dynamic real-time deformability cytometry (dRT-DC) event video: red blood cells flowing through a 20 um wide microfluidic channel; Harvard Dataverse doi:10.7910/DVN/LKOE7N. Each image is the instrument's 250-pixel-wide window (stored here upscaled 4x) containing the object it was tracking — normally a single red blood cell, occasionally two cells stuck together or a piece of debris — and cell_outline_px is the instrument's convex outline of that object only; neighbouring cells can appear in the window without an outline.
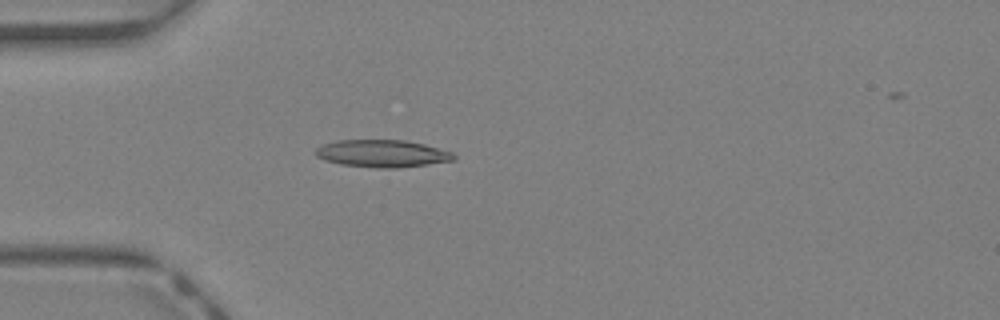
{"species": "Egyptian fruit bat (a non-hibernating species)", "species_latin": "Rousettus aegyptiacus", "temperature_condition": "warm", "stored_images_in_passage": 44, "camera_frame_rate_fps": 3000, "um_per_image_px": 0.085, "animal": {"sex": "female"}, "frame": {"image": 1, "passage_image": 13, "time_ms": 4.0, "image_size_px": [1000, 320], "cell_outline_px": [[456, 160], [396, 168], [376, 168], [340, 164], [324, 160], [316, 156], [312, 152], [320, 144], [336, 140], [404, 140], [424, 144], [452, 152], [456, 156]], "centroid_in_image_um": [32.43, 13.04], "position_along_channel_um": 52.6, "area_um2": 22.2}}
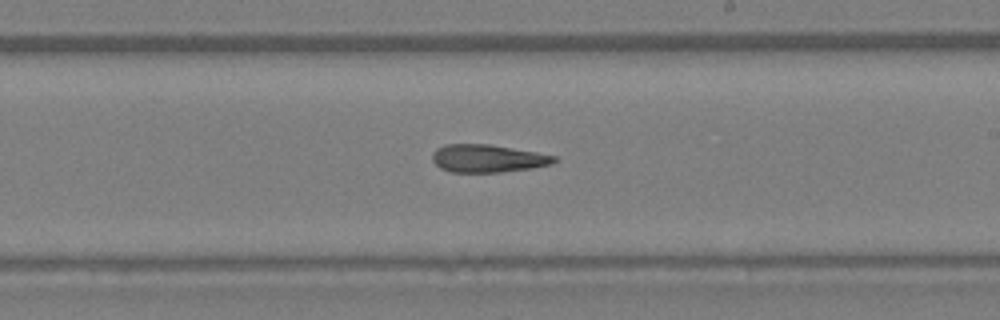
{"frame": {"image": 2, "passage_image": 26, "time_ms": 8.333, "image_size_px": [1000, 320], "cell_outline_px": [[556, 160], [552, 164], [532, 168], [500, 172], [448, 172], [440, 168], [432, 160], [432, 152], [436, 148], [448, 144], [488, 144], [536, 152], [556, 156]], "centroid_in_image_um": [41.42, 13.47], "position_along_channel_um": 247.6, "area_um2": 19.71}}
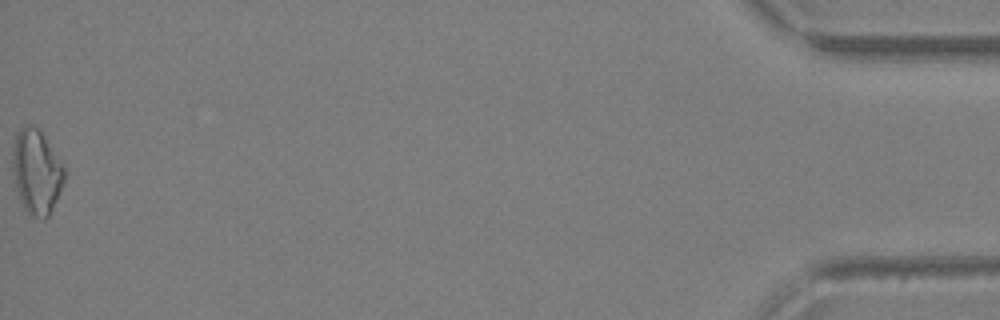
{"frame": {"image": 3, "passage_image": 44, "time_ms": 14.333, "image_size_px": [1000, 320], "cell_outline_px": [[64, 184], [48, 216], [44, 220], [32, 216], [24, 208], [20, 200], [16, 188], [12, 168], [12, 148], [16, 136], [20, 128], [24, 124], [32, 124], [40, 128], [64, 164]], "centroid_in_image_um": [3.11, 14.55], "position_along_channel_um": 432.1, "area_um2": 25.89}}